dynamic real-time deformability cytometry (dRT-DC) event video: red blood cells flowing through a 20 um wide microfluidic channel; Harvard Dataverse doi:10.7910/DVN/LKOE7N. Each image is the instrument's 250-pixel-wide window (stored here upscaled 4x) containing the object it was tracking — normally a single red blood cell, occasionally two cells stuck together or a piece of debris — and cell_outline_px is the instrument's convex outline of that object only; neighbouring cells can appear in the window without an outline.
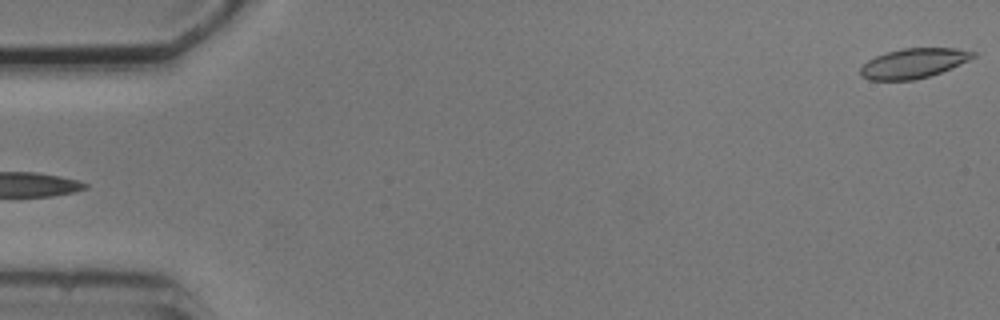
{"species": "common noctule bat (a hibernating species)", "species_latin": "Nyctalus noctula", "temperature_condition": "cold", "stored_images_in_passage": 6, "segment_of_instrument_passage": [2, 2], "camera_frame_rate_fps": 3000, "um_per_image_px": 0.085, "animal": {"sex": "male", "body_mass_g": 20.5, "forearm_length_mm": 52.5}, "frame": {"image": 1, "passage_image": 6, "time_ms": 5.667, "image_size_px": [1000, 320], "cell_outline_px": [[976, 56], [952, 68], [916, 80], [868, 80], [860, 76], [860, 68], [868, 60], [876, 56], [888, 52], [904, 48], [956, 48], [976, 52]], "centroid_in_image_um": [77.64, 5.38], "position_along_channel_um": 7.4, "area_um2": 19.48}}